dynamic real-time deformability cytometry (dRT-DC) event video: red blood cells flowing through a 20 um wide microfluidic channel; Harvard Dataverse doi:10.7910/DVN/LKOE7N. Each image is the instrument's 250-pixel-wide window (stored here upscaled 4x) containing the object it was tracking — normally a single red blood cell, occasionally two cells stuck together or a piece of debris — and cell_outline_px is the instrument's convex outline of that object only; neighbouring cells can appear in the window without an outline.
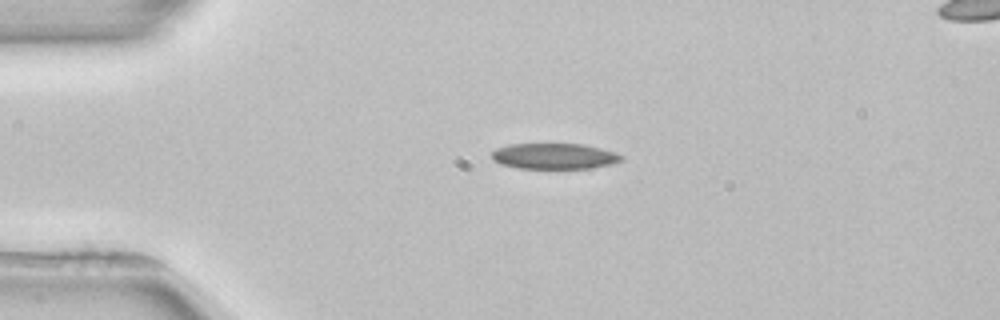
{"species": "common noctule bat (a hibernating species)", "species_latin": "Nyctalus noctula", "temperature_condition": "room temperature", "stored_images_in_passage": 2, "camera_frame_rate_fps": 3000, "um_per_image_px": 0.085, "animal": {"sex": "female", "body_mass_g": 22.7, "forearm_length_mm": 54.2}, "frame": {"image": 1, "passage_image": 1, "time_ms": 0.0, "image_size_px": [1000, 320], "cell_outline_px": [[624, 160], [612, 164], [592, 168], [516, 168], [500, 164], [492, 160], [492, 152], [496, 148], [508, 144], [584, 144], [616, 152], [624, 156]], "centroid_in_image_um": [47.13, 13.27], "position_along_channel_um": 37.9, "area_um2": 19.65}}